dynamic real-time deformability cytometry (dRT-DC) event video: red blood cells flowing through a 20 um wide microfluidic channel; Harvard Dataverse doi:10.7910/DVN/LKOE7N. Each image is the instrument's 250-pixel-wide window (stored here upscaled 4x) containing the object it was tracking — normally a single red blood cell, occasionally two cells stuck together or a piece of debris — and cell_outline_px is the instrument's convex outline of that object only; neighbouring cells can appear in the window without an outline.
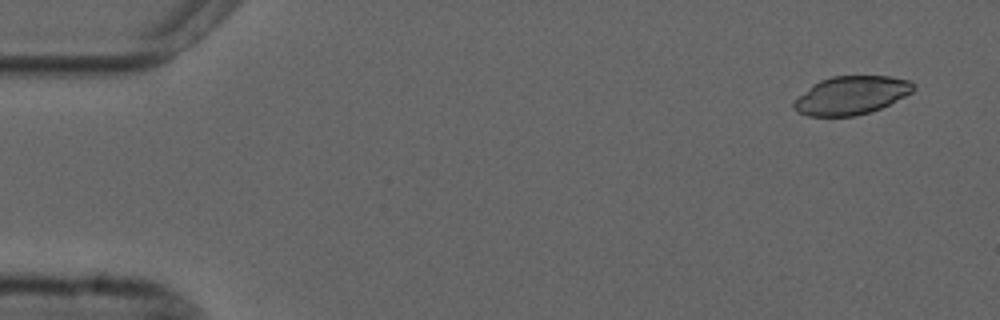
{"species": "common noctule bat (a hibernating species)", "species_latin": "Nyctalus noctula", "temperature_condition": "cold", "stored_images_in_passage": 14, "camera_frame_rate_fps": 3000, "um_per_image_px": 0.085, "animal": {"sex": "male", "forearm_length_mm": 52.5}, "frame": {"image": 1, "passage_image": 1, "time_ms": 0.0, "image_size_px": [1000, 320], "cell_outline_px": [[916, 88], [912, 92], [880, 108], [856, 116], [808, 116], [796, 112], [792, 108], [792, 104], [812, 84], [820, 80], [832, 76], [888, 76], [908, 80], [916, 84]], "centroid_in_image_um": [72.34, 8.1], "position_along_channel_um": 12.7, "area_um2": 26.59}}